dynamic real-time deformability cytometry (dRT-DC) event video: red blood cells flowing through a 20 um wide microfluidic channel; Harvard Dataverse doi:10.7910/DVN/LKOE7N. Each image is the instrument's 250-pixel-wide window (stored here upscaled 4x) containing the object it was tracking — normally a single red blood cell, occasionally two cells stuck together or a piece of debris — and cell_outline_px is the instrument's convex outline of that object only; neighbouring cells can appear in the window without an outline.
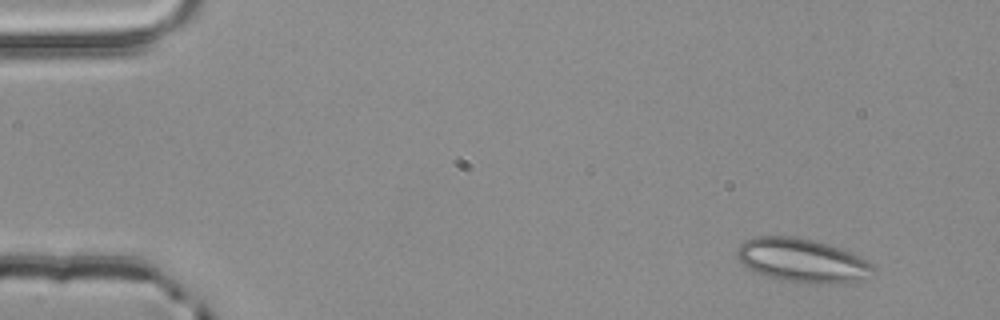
{"species": "common noctule bat (a hibernating species)", "species_latin": "Nyctalus noctula", "temperature_condition": "room temperature", "stored_images_in_passage": 4, "camera_frame_rate_fps": 3000, "um_per_image_px": 0.085, "animal": {"sex": "male", "body_mass_g": 20.4}, "frame": {"image": 1, "passage_image": 1, "time_ms": 0.0, "image_size_px": [1000, 320], "cell_outline_px": [[872, 268], [856, 280], [844, 284], [832, 284], [784, 280], [768, 276], [756, 272], [748, 268], [736, 260], [736, 252], [740, 244], [744, 240], [756, 236], [796, 236], [828, 244], [852, 252], [868, 260], [872, 264]], "centroid_in_image_um": [68.1, 22.1], "position_along_channel_um": 16.9, "area_um2": 34.28}}